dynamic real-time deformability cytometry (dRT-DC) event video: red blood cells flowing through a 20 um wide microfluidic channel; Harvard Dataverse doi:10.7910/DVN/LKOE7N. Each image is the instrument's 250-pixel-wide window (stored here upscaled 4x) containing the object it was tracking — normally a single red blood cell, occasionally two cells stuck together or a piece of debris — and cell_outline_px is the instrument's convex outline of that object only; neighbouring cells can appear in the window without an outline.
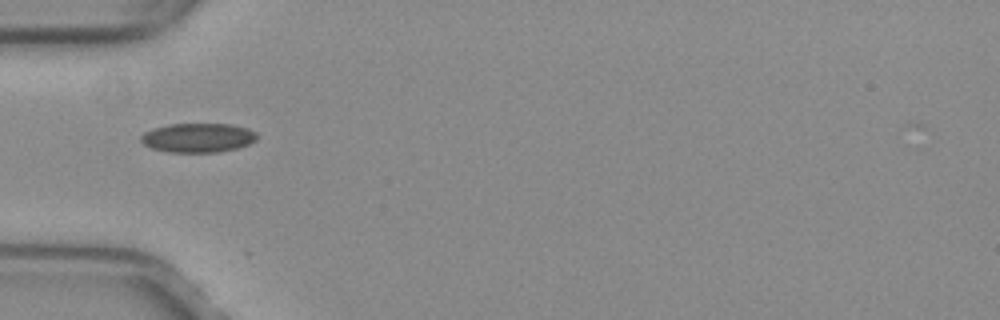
{"species": "common noctule bat (a hibernating species)", "species_latin": "Nyctalus noctula", "temperature_condition": "warm", "stored_images_in_passage": 36, "camera_frame_rate_fps": 3000, "um_per_image_px": 0.085, "animal": {"sex": "female", "body_mass_g": 29.2, "forearm_length_mm": 56.3}, "frame": {"image": 1, "passage_image": 1, "time_ms": 0.0, "image_size_px": [1000, 320], "cell_outline_px": [[256, 140], [248, 144], [236, 148], [216, 152], [168, 152], [152, 148], [144, 144], [140, 140], [140, 136], [144, 132], [152, 128], [168, 124], [232, 124], [248, 128], [256, 132]], "centroid_in_image_um": [16.8, 11.7], "position_along_channel_um": 68.2, "area_um2": 19.77}}
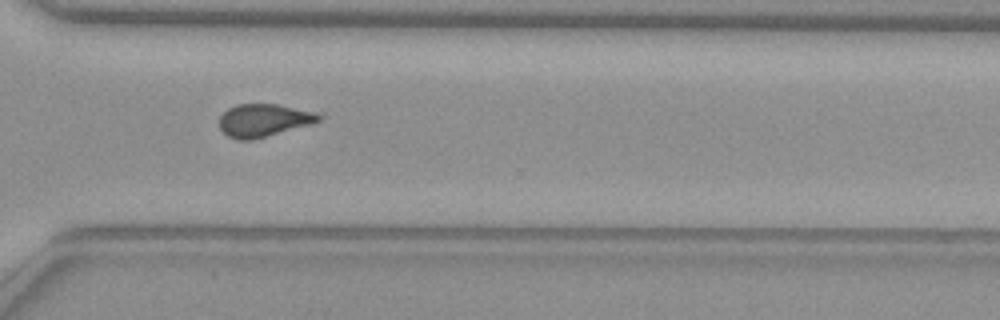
{"frame": {"image": 2, "passage_image": 22, "time_ms": 7.0, "image_size_px": [1000, 320], "cell_outline_px": [[320, 120], [312, 124], [252, 140], [240, 140], [228, 136], [220, 128], [220, 116], [228, 108], [236, 104], [276, 104], [320, 112]], "centroid_in_image_um": [22.44, 10.21], "position_along_channel_um": 348.2, "area_um2": 19.02}}
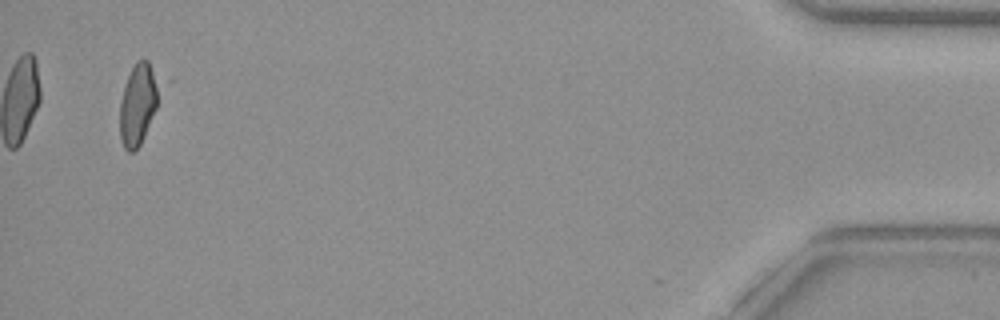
{"frame": {"image": 3, "passage_image": 34, "time_ms": 11.0, "image_size_px": [1000, 320], "cell_outline_px": [[160, 80], [156, 108], [144, 136], [140, 144], [132, 152], [128, 152], [124, 148], [120, 140], [120, 100], [124, 84], [136, 60], [144, 56], [148, 60]], "centroid_in_image_um": [11.73, 8.79], "position_along_channel_um": 423.5, "area_um2": 18.79}, "authors_computed_cell_mechanics": {"area_um2": 19.1029, "velocity_mm_per_s": 4.0129, "shape_relaxation_time_tau1_ms": 10.2421, "shape_relaxation_time_tau2_ms": 2.0622, "deformation_change_tau1": 0.142, "deformation_change_tau2": 0.0721}}